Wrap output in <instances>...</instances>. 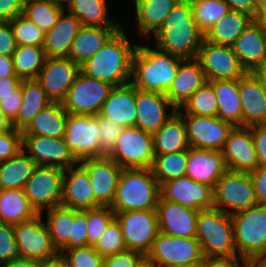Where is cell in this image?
Listing matches in <instances>:
<instances>
[{
	"instance_id": "obj_34",
	"label": "cell",
	"mask_w": 266,
	"mask_h": 267,
	"mask_svg": "<svg viewBox=\"0 0 266 267\" xmlns=\"http://www.w3.org/2000/svg\"><path fill=\"white\" fill-rule=\"evenodd\" d=\"M52 103L36 79L22 80V103L17 117L12 121L13 128L23 131L37 113Z\"/></svg>"
},
{
	"instance_id": "obj_66",
	"label": "cell",
	"mask_w": 266,
	"mask_h": 267,
	"mask_svg": "<svg viewBox=\"0 0 266 267\" xmlns=\"http://www.w3.org/2000/svg\"><path fill=\"white\" fill-rule=\"evenodd\" d=\"M255 21L261 22L266 26V0H257Z\"/></svg>"
},
{
	"instance_id": "obj_61",
	"label": "cell",
	"mask_w": 266,
	"mask_h": 267,
	"mask_svg": "<svg viewBox=\"0 0 266 267\" xmlns=\"http://www.w3.org/2000/svg\"><path fill=\"white\" fill-rule=\"evenodd\" d=\"M230 10L243 12L255 18L257 0H223Z\"/></svg>"
},
{
	"instance_id": "obj_27",
	"label": "cell",
	"mask_w": 266,
	"mask_h": 267,
	"mask_svg": "<svg viewBox=\"0 0 266 267\" xmlns=\"http://www.w3.org/2000/svg\"><path fill=\"white\" fill-rule=\"evenodd\" d=\"M232 48L246 71L253 72L266 61V26L253 20Z\"/></svg>"
},
{
	"instance_id": "obj_69",
	"label": "cell",
	"mask_w": 266,
	"mask_h": 267,
	"mask_svg": "<svg viewBox=\"0 0 266 267\" xmlns=\"http://www.w3.org/2000/svg\"><path fill=\"white\" fill-rule=\"evenodd\" d=\"M253 72L259 78L263 87L266 89V61L258 66Z\"/></svg>"
},
{
	"instance_id": "obj_38",
	"label": "cell",
	"mask_w": 266,
	"mask_h": 267,
	"mask_svg": "<svg viewBox=\"0 0 266 267\" xmlns=\"http://www.w3.org/2000/svg\"><path fill=\"white\" fill-rule=\"evenodd\" d=\"M37 215L24 189L0 188V222L15 225Z\"/></svg>"
},
{
	"instance_id": "obj_30",
	"label": "cell",
	"mask_w": 266,
	"mask_h": 267,
	"mask_svg": "<svg viewBox=\"0 0 266 267\" xmlns=\"http://www.w3.org/2000/svg\"><path fill=\"white\" fill-rule=\"evenodd\" d=\"M81 26L74 15L64 10L55 26L45 32L43 49L46 58H68L72 42Z\"/></svg>"
},
{
	"instance_id": "obj_14",
	"label": "cell",
	"mask_w": 266,
	"mask_h": 267,
	"mask_svg": "<svg viewBox=\"0 0 266 267\" xmlns=\"http://www.w3.org/2000/svg\"><path fill=\"white\" fill-rule=\"evenodd\" d=\"M63 169L58 167L38 166L26 182L24 191L30 205L38 214L45 208L61 206Z\"/></svg>"
},
{
	"instance_id": "obj_31",
	"label": "cell",
	"mask_w": 266,
	"mask_h": 267,
	"mask_svg": "<svg viewBox=\"0 0 266 267\" xmlns=\"http://www.w3.org/2000/svg\"><path fill=\"white\" fill-rule=\"evenodd\" d=\"M121 27L82 25L72 42L68 58L79 66L94 56Z\"/></svg>"
},
{
	"instance_id": "obj_40",
	"label": "cell",
	"mask_w": 266,
	"mask_h": 267,
	"mask_svg": "<svg viewBox=\"0 0 266 267\" xmlns=\"http://www.w3.org/2000/svg\"><path fill=\"white\" fill-rule=\"evenodd\" d=\"M107 0H70L67 11L84 26L122 27L107 16Z\"/></svg>"
},
{
	"instance_id": "obj_22",
	"label": "cell",
	"mask_w": 266,
	"mask_h": 267,
	"mask_svg": "<svg viewBox=\"0 0 266 267\" xmlns=\"http://www.w3.org/2000/svg\"><path fill=\"white\" fill-rule=\"evenodd\" d=\"M61 206L82 211L101 206L95 200L89 174L79 162L64 171Z\"/></svg>"
},
{
	"instance_id": "obj_65",
	"label": "cell",
	"mask_w": 266,
	"mask_h": 267,
	"mask_svg": "<svg viewBox=\"0 0 266 267\" xmlns=\"http://www.w3.org/2000/svg\"><path fill=\"white\" fill-rule=\"evenodd\" d=\"M39 261L17 257L0 264V267H38Z\"/></svg>"
},
{
	"instance_id": "obj_13",
	"label": "cell",
	"mask_w": 266,
	"mask_h": 267,
	"mask_svg": "<svg viewBox=\"0 0 266 267\" xmlns=\"http://www.w3.org/2000/svg\"><path fill=\"white\" fill-rule=\"evenodd\" d=\"M42 214L13 225L14 237L20 257L46 261L56 258L58 250L53 246L51 236Z\"/></svg>"
},
{
	"instance_id": "obj_55",
	"label": "cell",
	"mask_w": 266,
	"mask_h": 267,
	"mask_svg": "<svg viewBox=\"0 0 266 267\" xmlns=\"http://www.w3.org/2000/svg\"><path fill=\"white\" fill-rule=\"evenodd\" d=\"M144 257L145 255L138 251L126 250L104 257V261L106 267H137Z\"/></svg>"
},
{
	"instance_id": "obj_11",
	"label": "cell",
	"mask_w": 266,
	"mask_h": 267,
	"mask_svg": "<svg viewBox=\"0 0 266 267\" xmlns=\"http://www.w3.org/2000/svg\"><path fill=\"white\" fill-rule=\"evenodd\" d=\"M100 116L68 114L63 135L75 159L100 158Z\"/></svg>"
},
{
	"instance_id": "obj_19",
	"label": "cell",
	"mask_w": 266,
	"mask_h": 267,
	"mask_svg": "<svg viewBox=\"0 0 266 267\" xmlns=\"http://www.w3.org/2000/svg\"><path fill=\"white\" fill-rule=\"evenodd\" d=\"M80 66L70 58H46L36 77L52 102H62L73 84Z\"/></svg>"
},
{
	"instance_id": "obj_60",
	"label": "cell",
	"mask_w": 266,
	"mask_h": 267,
	"mask_svg": "<svg viewBox=\"0 0 266 267\" xmlns=\"http://www.w3.org/2000/svg\"><path fill=\"white\" fill-rule=\"evenodd\" d=\"M25 0H0V21H11L22 14Z\"/></svg>"
},
{
	"instance_id": "obj_51",
	"label": "cell",
	"mask_w": 266,
	"mask_h": 267,
	"mask_svg": "<svg viewBox=\"0 0 266 267\" xmlns=\"http://www.w3.org/2000/svg\"><path fill=\"white\" fill-rule=\"evenodd\" d=\"M87 210H73V222L71 223V235L69 237V249L88 246L87 237Z\"/></svg>"
},
{
	"instance_id": "obj_23",
	"label": "cell",
	"mask_w": 266,
	"mask_h": 267,
	"mask_svg": "<svg viewBox=\"0 0 266 267\" xmlns=\"http://www.w3.org/2000/svg\"><path fill=\"white\" fill-rule=\"evenodd\" d=\"M156 213L159 232L173 237H196L199 210L164 200L159 196Z\"/></svg>"
},
{
	"instance_id": "obj_70",
	"label": "cell",
	"mask_w": 266,
	"mask_h": 267,
	"mask_svg": "<svg viewBox=\"0 0 266 267\" xmlns=\"http://www.w3.org/2000/svg\"><path fill=\"white\" fill-rule=\"evenodd\" d=\"M137 267H159L156 263L149 260L146 256L140 261Z\"/></svg>"
},
{
	"instance_id": "obj_36",
	"label": "cell",
	"mask_w": 266,
	"mask_h": 267,
	"mask_svg": "<svg viewBox=\"0 0 266 267\" xmlns=\"http://www.w3.org/2000/svg\"><path fill=\"white\" fill-rule=\"evenodd\" d=\"M253 20L246 13L230 10L204 34V40L217 45L232 46Z\"/></svg>"
},
{
	"instance_id": "obj_50",
	"label": "cell",
	"mask_w": 266,
	"mask_h": 267,
	"mask_svg": "<svg viewBox=\"0 0 266 267\" xmlns=\"http://www.w3.org/2000/svg\"><path fill=\"white\" fill-rule=\"evenodd\" d=\"M59 255L67 267H95L104 260L93 245L62 250Z\"/></svg>"
},
{
	"instance_id": "obj_6",
	"label": "cell",
	"mask_w": 266,
	"mask_h": 267,
	"mask_svg": "<svg viewBox=\"0 0 266 267\" xmlns=\"http://www.w3.org/2000/svg\"><path fill=\"white\" fill-rule=\"evenodd\" d=\"M231 218L239 258L249 262L261 259L266 254V205L257 204Z\"/></svg>"
},
{
	"instance_id": "obj_75",
	"label": "cell",
	"mask_w": 266,
	"mask_h": 267,
	"mask_svg": "<svg viewBox=\"0 0 266 267\" xmlns=\"http://www.w3.org/2000/svg\"><path fill=\"white\" fill-rule=\"evenodd\" d=\"M261 260L266 264V254L261 258Z\"/></svg>"
},
{
	"instance_id": "obj_18",
	"label": "cell",
	"mask_w": 266,
	"mask_h": 267,
	"mask_svg": "<svg viewBox=\"0 0 266 267\" xmlns=\"http://www.w3.org/2000/svg\"><path fill=\"white\" fill-rule=\"evenodd\" d=\"M160 196L195 210L214 208L213 188L192 180L188 176L178 177L160 186Z\"/></svg>"
},
{
	"instance_id": "obj_42",
	"label": "cell",
	"mask_w": 266,
	"mask_h": 267,
	"mask_svg": "<svg viewBox=\"0 0 266 267\" xmlns=\"http://www.w3.org/2000/svg\"><path fill=\"white\" fill-rule=\"evenodd\" d=\"M72 222L73 209L57 206L47 210L46 226L51 236L52 244L59 253L62 250L69 249Z\"/></svg>"
},
{
	"instance_id": "obj_57",
	"label": "cell",
	"mask_w": 266,
	"mask_h": 267,
	"mask_svg": "<svg viewBox=\"0 0 266 267\" xmlns=\"http://www.w3.org/2000/svg\"><path fill=\"white\" fill-rule=\"evenodd\" d=\"M17 44L11 24L8 21H0V55L12 56Z\"/></svg>"
},
{
	"instance_id": "obj_39",
	"label": "cell",
	"mask_w": 266,
	"mask_h": 267,
	"mask_svg": "<svg viewBox=\"0 0 266 267\" xmlns=\"http://www.w3.org/2000/svg\"><path fill=\"white\" fill-rule=\"evenodd\" d=\"M37 164L21 150L16 156L0 162V188L24 189Z\"/></svg>"
},
{
	"instance_id": "obj_43",
	"label": "cell",
	"mask_w": 266,
	"mask_h": 267,
	"mask_svg": "<svg viewBox=\"0 0 266 267\" xmlns=\"http://www.w3.org/2000/svg\"><path fill=\"white\" fill-rule=\"evenodd\" d=\"M188 163V149L154 156L151 167L159 186L163 183L185 176Z\"/></svg>"
},
{
	"instance_id": "obj_54",
	"label": "cell",
	"mask_w": 266,
	"mask_h": 267,
	"mask_svg": "<svg viewBox=\"0 0 266 267\" xmlns=\"http://www.w3.org/2000/svg\"><path fill=\"white\" fill-rule=\"evenodd\" d=\"M22 131L0 132V162L16 156L22 150Z\"/></svg>"
},
{
	"instance_id": "obj_9",
	"label": "cell",
	"mask_w": 266,
	"mask_h": 267,
	"mask_svg": "<svg viewBox=\"0 0 266 267\" xmlns=\"http://www.w3.org/2000/svg\"><path fill=\"white\" fill-rule=\"evenodd\" d=\"M154 156L152 134L137 127L123 128L107 155L123 169L151 168Z\"/></svg>"
},
{
	"instance_id": "obj_53",
	"label": "cell",
	"mask_w": 266,
	"mask_h": 267,
	"mask_svg": "<svg viewBox=\"0 0 266 267\" xmlns=\"http://www.w3.org/2000/svg\"><path fill=\"white\" fill-rule=\"evenodd\" d=\"M20 257L13 225L0 222V264Z\"/></svg>"
},
{
	"instance_id": "obj_4",
	"label": "cell",
	"mask_w": 266,
	"mask_h": 267,
	"mask_svg": "<svg viewBox=\"0 0 266 267\" xmlns=\"http://www.w3.org/2000/svg\"><path fill=\"white\" fill-rule=\"evenodd\" d=\"M196 238L205 260L235 259L233 223L230 214L220 209L199 210Z\"/></svg>"
},
{
	"instance_id": "obj_41",
	"label": "cell",
	"mask_w": 266,
	"mask_h": 267,
	"mask_svg": "<svg viewBox=\"0 0 266 267\" xmlns=\"http://www.w3.org/2000/svg\"><path fill=\"white\" fill-rule=\"evenodd\" d=\"M14 72L22 80L36 79L46 60L43 47L20 45L12 54Z\"/></svg>"
},
{
	"instance_id": "obj_74",
	"label": "cell",
	"mask_w": 266,
	"mask_h": 267,
	"mask_svg": "<svg viewBox=\"0 0 266 267\" xmlns=\"http://www.w3.org/2000/svg\"><path fill=\"white\" fill-rule=\"evenodd\" d=\"M95 267H106L105 261L103 260L100 264Z\"/></svg>"
},
{
	"instance_id": "obj_45",
	"label": "cell",
	"mask_w": 266,
	"mask_h": 267,
	"mask_svg": "<svg viewBox=\"0 0 266 267\" xmlns=\"http://www.w3.org/2000/svg\"><path fill=\"white\" fill-rule=\"evenodd\" d=\"M190 3L194 21L203 34L230 11L223 0H191Z\"/></svg>"
},
{
	"instance_id": "obj_71",
	"label": "cell",
	"mask_w": 266,
	"mask_h": 267,
	"mask_svg": "<svg viewBox=\"0 0 266 267\" xmlns=\"http://www.w3.org/2000/svg\"><path fill=\"white\" fill-rule=\"evenodd\" d=\"M44 1H48L49 3L59 5L63 7L64 9L66 8L65 6H68L70 2V0H44Z\"/></svg>"
},
{
	"instance_id": "obj_35",
	"label": "cell",
	"mask_w": 266,
	"mask_h": 267,
	"mask_svg": "<svg viewBox=\"0 0 266 267\" xmlns=\"http://www.w3.org/2000/svg\"><path fill=\"white\" fill-rule=\"evenodd\" d=\"M68 113L62 103L53 102L41 110L22 131V135H40L63 138Z\"/></svg>"
},
{
	"instance_id": "obj_3",
	"label": "cell",
	"mask_w": 266,
	"mask_h": 267,
	"mask_svg": "<svg viewBox=\"0 0 266 267\" xmlns=\"http://www.w3.org/2000/svg\"><path fill=\"white\" fill-rule=\"evenodd\" d=\"M183 59L155 46L138 45L133 56L130 82L137 89L166 94Z\"/></svg>"
},
{
	"instance_id": "obj_17",
	"label": "cell",
	"mask_w": 266,
	"mask_h": 267,
	"mask_svg": "<svg viewBox=\"0 0 266 267\" xmlns=\"http://www.w3.org/2000/svg\"><path fill=\"white\" fill-rule=\"evenodd\" d=\"M22 148L38 166L65 170L78 163L63 138L22 135Z\"/></svg>"
},
{
	"instance_id": "obj_21",
	"label": "cell",
	"mask_w": 266,
	"mask_h": 267,
	"mask_svg": "<svg viewBox=\"0 0 266 267\" xmlns=\"http://www.w3.org/2000/svg\"><path fill=\"white\" fill-rule=\"evenodd\" d=\"M79 163L89 174L95 200L101 206H111L123 168L107 156L86 158Z\"/></svg>"
},
{
	"instance_id": "obj_72",
	"label": "cell",
	"mask_w": 266,
	"mask_h": 267,
	"mask_svg": "<svg viewBox=\"0 0 266 267\" xmlns=\"http://www.w3.org/2000/svg\"><path fill=\"white\" fill-rule=\"evenodd\" d=\"M250 267H266V264L261 260H253L250 262Z\"/></svg>"
},
{
	"instance_id": "obj_24",
	"label": "cell",
	"mask_w": 266,
	"mask_h": 267,
	"mask_svg": "<svg viewBox=\"0 0 266 267\" xmlns=\"http://www.w3.org/2000/svg\"><path fill=\"white\" fill-rule=\"evenodd\" d=\"M167 109L171 110L166 111ZM174 112H176V108L165 94L136 88L137 128L154 134Z\"/></svg>"
},
{
	"instance_id": "obj_28",
	"label": "cell",
	"mask_w": 266,
	"mask_h": 267,
	"mask_svg": "<svg viewBox=\"0 0 266 267\" xmlns=\"http://www.w3.org/2000/svg\"><path fill=\"white\" fill-rule=\"evenodd\" d=\"M99 116L125 127H136V87L130 82L115 86Z\"/></svg>"
},
{
	"instance_id": "obj_64",
	"label": "cell",
	"mask_w": 266,
	"mask_h": 267,
	"mask_svg": "<svg viewBox=\"0 0 266 267\" xmlns=\"http://www.w3.org/2000/svg\"><path fill=\"white\" fill-rule=\"evenodd\" d=\"M17 77L14 72L12 56L0 55V78Z\"/></svg>"
},
{
	"instance_id": "obj_48",
	"label": "cell",
	"mask_w": 266,
	"mask_h": 267,
	"mask_svg": "<svg viewBox=\"0 0 266 267\" xmlns=\"http://www.w3.org/2000/svg\"><path fill=\"white\" fill-rule=\"evenodd\" d=\"M114 219L115 212L110 206H100L87 210L88 244L94 245Z\"/></svg>"
},
{
	"instance_id": "obj_58",
	"label": "cell",
	"mask_w": 266,
	"mask_h": 267,
	"mask_svg": "<svg viewBox=\"0 0 266 267\" xmlns=\"http://www.w3.org/2000/svg\"><path fill=\"white\" fill-rule=\"evenodd\" d=\"M22 103V83L16 90V95L3 96L0 99V109L2 112L13 121L20 110Z\"/></svg>"
},
{
	"instance_id": "obj_46",
	"label": "cell",
	"mask_w": 266,
	"mask_h": 267,
	"mask_svg": "<svg viewBox=\"0 0 266 267\" xmlns=\"http://www.w3.org/2000/svg\"><path fill=\"white\" fill-rule=\"evenodd\" d=\"M182 109H184L185 113H183ZM177 111L180 114L217 117L218 103L213 86L207 81Z\"/></svg>"
},
{
	"instance_id": "obj_52",
	"label": "cell",
	"mask_w": 266,
	"mask_h": 267,
	"mask_svg": "<svg viewBox=\"0 0 266 267\" xmlns=\"http://www.w3.org/2000/svg\"><path fill=\"white\" fill-rule=\"evenodd\" d=\"M122 129V126L100 117V158L113 150Z\"/></svg>"
},
{
	"instance_id": "obj_8",
	"label": "cell",
	"mask_w": 266,
	"mask_h": 267,
	"mask_svg": "<svg viewBox=\"0 0 266 267\" xmlns=\"http://www.w3.org/2000/svg\"><path fill=\"white\" fill-rule=\"evenodd\" d=\"M114 87L79 71L61 103L68 114L99 115Z\"/></svg>"
},
{
	"instance_id": "obj_29",
	"label": "cell",
	"mask_w": 266,
	"mask_h": 267,
	"mask_svg": "<svg viewBox=\"0 0 266 267\" xmlns=\"http://www.w3.org/2000/svg\"><path fill=\"white\" fill-rule=\"evenodd\" d=\"M206 82L207 79L198 60L184 58L179 63L177 75L165 95L177 110Z\"/></svg>"
},
{
	"instance_id": "obj_73",
	"label": "cell",
	"mask_w": 266,
	"mask_h": 267,
	"mask_svg": "<svg viewBox=\"0 0 266 267\" xmlns=\"http://www.w3.org/2000/svg\"><path fill=\"white\" fill-rule=\"evenodd\" d=\"M159 267H197V266H191V265H182V264H171V265H163Z\"/></svg>"
},
{
	"instance_id": "obj_12",
	"label": "cell",
	"mask_w": 266,
	"mask_h": 267,
	"mask_svg": "<svg viewBox=\"0 0 266 267\" xmlns=\"http://www.w3.org/2000/svg\"><path fill=\"white\" fill-rule=\"evenodd\" d=\"M127 250L138 251L146 256L159 233L156 210H129L116 212Z\"/></svg>"
},
{
	"instance_id": "obj_47",
	"label": "cell",
	"mask_w": 266,
	"mask_h": 267,
	"mask_svg": "<svg viewBox=\"0 0 266 267\" xmlns=\"http://www.w3.org/2000/svg\"><path fill=\"white\" fill-rule=\"evenodd\" d=\"M17 46L33 45L43 47L45 32L22 14L9 21Z\"/></svg>"
},
{
	"instance_id": "obj_2",
	"label": "cell",
	"mask_w": 266,
	"mask_h": 267,
	"mask_svg": "<svg viewBox=\"0 0 266 267\" xmlns=\"http://www.w3.org/2000/svg\"><path fill=\"white\" fill-rule=\"evenodd\" d=\"M153 36L156 48L181 58H196L204 40L190 1H178Z\"/></svg>"
},
{
	"instance_id": "obj_16",
	"label": "cell",
	"mask_w": 266,
	"mask_h": 267,
	"mask_svg": "<svg viewBox=\"0 0 266 267\" xmlns=\"http://www.w3.org/2000/svg\"><path fill=\"white\" fill-rule=\"evenodd\" d=\"M189 147L221 151L234 125L219 117L181 114Z\"/></svg>"
},
{
	"instance_id": "obj_1",
	"label": "cell",
	"mask_w": 266,
	"mask_h": 267,
	"mask_svg": "<svg viewBox=\"0 0 266 267\" xmlns=\"http://www.w3.org/2000/svg\"><path fill=\"white\" fill-rule=\"evenodd\" d=\"M122 26L90 59L80 65V71L88 77L102 80L113 86L131 81L132 61L137 44H130Z\"/></svg>"
},
{
	"instance_id": "obj_5",
	"label": "cell",
	"mask_w": 266,
	"mask_h": 267,
	"mask_svg": "<svg viewBox=\"0 0 266 267\" xmlns=\"http://www.w3.org/2000/svg\"><path fill=\"white\" fill-rule=\"evenodd\" d=\"M160 186L151 168L122 169L112 210H156Z\"/></svg>"
},
{
	"instance_id": "obj_67",
	"label": "cell",
	"mask_w": 266,
	"mask_h": 267,
	"mask_svg": "<svg viewBox=\"0 0 266 267\" xmlns=\"http://www.w3.org/2000/svg\"><path fill=\"white\" fill-rule=\"evenodd\" d=\"M38 267H67L64 259L58 255L56 258L46 261H41Z\"/></svg>"
},
{
	"instance_id": "obj_20",
	"label": "cell",
	"mask_w": 266,
	"mask_h": 267,
	"mask_svg": "<svg viewBox=\"0 0 266 267\" xmlns=\"http://www.w3.org/2000/svg\"><path fill=\"white\" fill-rule=\"evenodd\" d=\"M221 152L230 171L250 173L259 166L251 126H234Z\"/></svg>"
},
{
	"instance_id": "obj_59",
	"label": "cell",
	"mask_w": 266,
	"mask_h": 267,
	"mask_svg": "<svg viewBox=\"0 0 266 267\" xmlns=\"http://www.w3.org/2000/svg\"><path fill=\"white\" fill-rule=\"evenodd\" d=\"M250 176L258 204L266 205V166H258Z\"/></svg>"
},
{
	"instance_id": "obj_63",
	"label": "cell",
	"mask_w": 266,
	"mask_h": 267,
	"mask_svg": "<svg viewBox=\"0 0 266 267\" xmlns=\"http://www.w3.org/2000/svg\"><path fill=\"white\" fill-rule=\"evenodd\" d=\"M202 267H250V262L239 257L235 259L206 260Z\"/></svg>"
},
{
	"instance_id": "obj_33",
	"label": "cell",
	"mask_w": 266,
	"mask_h": 267,
	"mask_svg": "<svg viewBox=\"0 0 266 267\" xmlns=\"http://www.w3.org/2000/svg\"><path fill=\"white\" fill-rule=\"evenodd\" d=\"M178 0H134L138 32L143 38L159 30Z\"/></svg>"
},
{
	"instance_id": "obj_68",
	"label": "cell",
	"mask_w": 266,
	"mask_h": 267,
	"mask_svg": "<svg viewBox=\"0 0 266 267\" xmlns=\"http://www.w3.org/2000/svg\"><path fill=\"white\" fill-rule=\"evenodd\" d=\"M12 129V121L0 109V132H8Z\"/></svg>"
},
{
	"instance_id": "obj_15",
	"label": "cell",
	"mask_w": 266,
	"mask_h": 267,
	"mask_svg": "<svg viewBox=\"0 0 266 267\" xmlns=\"http://www.w3.org/2000/svg\"><path fill=\"white\" fill-rule=\"evenodd\" d=\"M196 59L207 81L236 80L247 72L232 46L217 45L203 40Z\"/></svg>"
},
{
	"instance_id": "obj_56",
	"label": "cell",
	"mask_w": 266,
	"mask_h": 267,
	"mask_svg": "<svg viewBox=\"0 0 266 267\" xmlns=\"http://www.w3.org/2000/svg\"><path fill=\"white\" fill-rule=\"evenodd\" d=\"M259 166H266V124L251 126Z\"/></svg>"
},
{
	"instance_id": "obj_7",
	"label": "cell",
	"mask_w": 266,
	"mask_h": 267,
	"mask_svg": "<svg viewBox=\"0 0 266 267\" xmlns=\"http://www.w3.org/2000/svg\"><path fill=\"white\" fill-rule=\"evenodd\" d=\"M214 208L235 214L258 204L250 173L227 170L213 188Z\"/></svg>"
},
{
	"instance_id": "obj_10",
	"label": "cell",
	"mask_w": 266,
	"mask_h": 267,
	"mask_svg": "<svg viewBox=\"0 0 266 267\" xmlns=\"http://www.w3.org/2000/svg\"><path fill=\"white\" fill-rule=\"evenodd\" d=\"M146 257L158 266L182 264L202 267L206 261L196 237H173L161 232Z\"/></svg>"
},
{
	"instance_id": "obj_44",
	"label": "cell",
	"mask_w": 266,
	"mask_h": 267,
	"mask_svg": "<svg viewBox=\"0 0 266 267\" xmlns=\"http://www.w3.org/2000/svg\"><path fill=\"white\" fill-rule=\"evenodd\" d=\"M65 9L44 0H25L22 15L42 31L51 30Z\"/></svg>"
},
{
	"instance_id": "obj_25",
	"label": "cell",
	"mask_w": 266,
	"mask_h": 267,
	"mask_svg": "<svg viewBox=\"0 0 266 267\" xmlns=\"http://www.w3.org/2000/svg\"><path fill=\"white\" fill-rule=\"evenodd\" d=\"M242 126L266 124V89L254 72L238 79Z\"/></svg>"
},
{
	"instance_id": "obj_49",
	"label": "cell",
	"mask_w": 266,
	"mask_h": 267,
	"mask_svg": "<svg viewBox=\"0 0 266 267\" xmlns=\"http://www.w3.org/2000/svg\"><path fill=\"white\" fill-rule=\"evenodd\" d=\"M93 247L103 258L127 250L121 227L116 219L110 223Z\"/></svg>"
},
{
	"instance_id": "obj_32",
	"label": "cell",
	"mask_w": 266,
	"mask_h": 267,
	"mask_svg": "<svg viewBox=\"0 0 266 267\" xmlns=\"http://www.w3.org/2000/svg\"><path fill=\"white\" fill-rule=\"evenodd\" d=\"M152 140L155 155L187 150L189 144L182 115L176 110L159 130L152 134Z\"/></svg>"
},
{
	"instance_id": "obj_26",
	"label": "cell",
	"mask_w": 266,
	"mask_h": 267,
	"mask_svg": "<svg viewBox=\"0 0 266 267\" xmlns=\"http://www.w3.org/2000/svg\"><path fill=\"white\" fill-rule=\"evenodd\" d=\"M228 170L221 151L188 148L185 176L214 188L217 180Z\"/></svg>"
},
{
	"instance_id": "obj_62",
	"label": "cell",
	"mask_w": 266,
	"mask_h": 267,
	"mask_svg": "<svg viewBox=\"0 0 266 267\" xmlns=\"http://www.w3.org/2000/svg\"><path fill=\"white\" fill-rule=\"evenodd\" d=\"M19 77L0 78V99L7 95H16V90L21 86Z\"/></svg>"
},
{
	"instance_id": "obj_37",
	"label": "cell",
	"mask_w": 266,
	"mask_h": 267,
	"mask_svg": "<svg viewBox=\"0 0 266 267\" xmlns=\"http://www.w3.org/2000/svg\"><path fill=\"white\" fill-rule=\"evenodd\" d=\"M208 82L213 86L217 99V117L232 123L234 126H242V110L241 101L239 99L238 79L212 80Z\"/></svg>"
}]
</instances>
